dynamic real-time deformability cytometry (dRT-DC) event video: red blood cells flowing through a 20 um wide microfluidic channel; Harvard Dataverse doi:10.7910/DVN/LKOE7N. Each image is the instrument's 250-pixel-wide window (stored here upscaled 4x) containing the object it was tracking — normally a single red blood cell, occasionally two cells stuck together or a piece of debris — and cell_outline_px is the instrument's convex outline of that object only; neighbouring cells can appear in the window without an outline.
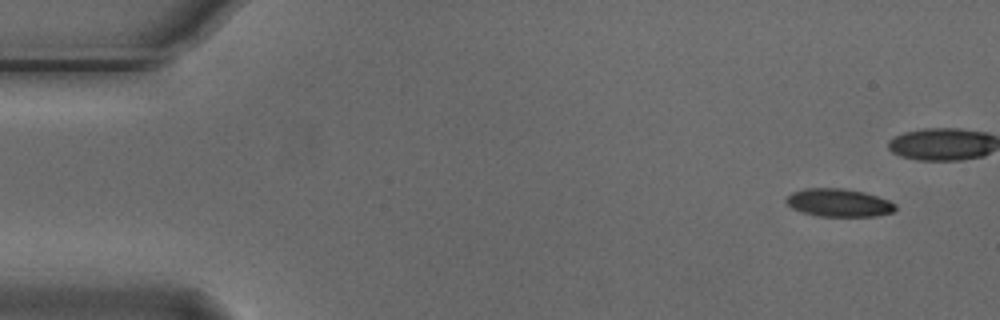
{"species": "Egyptian fruit bat (a non-hibernating species)", "species_latin": "Rousettus aegyptiacus", "temperature_condition": "cold", "stored_images_in_passage": 8, "camera_frame_rate_fps": 3000, "um_per_image_px": 0.085, "animal": {"sex": "male"}, "frame": {"image": 1, "passage_image": 1, "time_ms": 0.0, "image_size_px": [1000, 320], "cell_outline_px": [[896, 208], [892, 212], [876, 216], [820, 216], [804, 212], [792, 208], [784, 200], [792, 192], [808, 188], [844, 188], [864, 192], [888, 200], [896, 204]], "centroid_in_image_um": [71.3, 17.22], "position_along_channel_um": 13.7, "area_um2": 17.63}}